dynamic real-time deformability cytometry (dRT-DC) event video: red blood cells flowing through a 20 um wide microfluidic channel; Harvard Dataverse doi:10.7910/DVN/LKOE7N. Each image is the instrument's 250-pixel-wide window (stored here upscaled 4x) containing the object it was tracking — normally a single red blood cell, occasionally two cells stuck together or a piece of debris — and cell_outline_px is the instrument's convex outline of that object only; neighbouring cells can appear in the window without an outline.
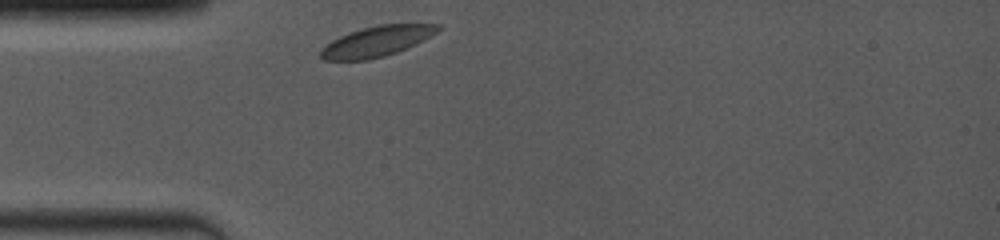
{"species": "common noctule bat (a hibernating species)", "species_latin": "Nyctalus noctula", "temperature_condition": "room temperature", "stored_images_in_passage": 39, "camera_frame_rate_fps": 4000, "um_per_image_px": 0.085, "animal": {"sex": "female", "body_mass_g": 19.0, "forearm_length_mm": 53.3}, "frame": {"image": 1, "passage_image": 1, "time_ms": 0.0, "image_size_px": [1000, 240], "cell_outline_px": [[440, 28], [436, 32], [416, 44], [396, 52], [384, 56], [368, 60], [324, 60], [320, 56], [320, 48], [332, 40], [348, 32], [380, 24], [440, 24]], "centroid_in_image_um": [31.98, 3.52], "position_along_channel_um": 53.0, "area_um2": 20.58}}
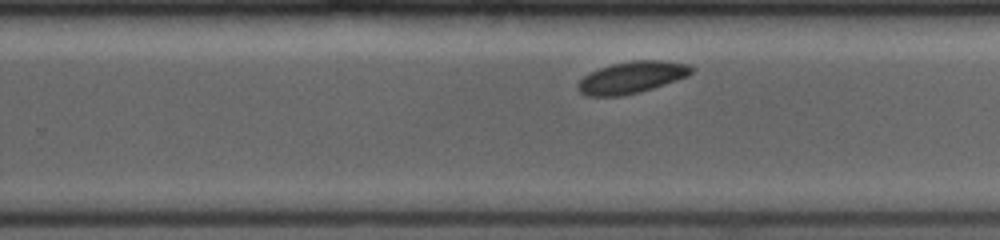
{"frame": {"image": 2, "passage_image": 25, "time_ms": 6.0, "image_size_px": [1000, 240], "cell_outline_px": [[696, 68], [688, 76], [640, 92], [620, 96], [584, 96], [576, 88], [576, 84], [588, 72], [612, 64], [632, 60], [660, 60], [688, 64]], "centroid_in_image_um": [53.67, 6.58], "position_along_channel_um": 276.1, "area_um2": 21.15}}
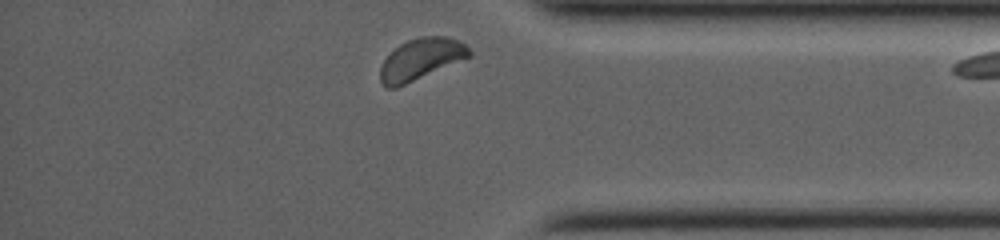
{"frame": {"image": 3, "passage_image": 38, "time_ms": 9.25, "image_size_px": [1000, 240], "cell_outline_px": [[472, 56], [396, 88], [384, 88], [380, 80], [380, 64], [400, 44], [408, 40], [420, 36], [448, 36], [460, 40], [472, 52]], "centroid_in_image_um": [35.78, 5.03], "position_along_channel_um": 399.4, "area_um2": 21.5}}